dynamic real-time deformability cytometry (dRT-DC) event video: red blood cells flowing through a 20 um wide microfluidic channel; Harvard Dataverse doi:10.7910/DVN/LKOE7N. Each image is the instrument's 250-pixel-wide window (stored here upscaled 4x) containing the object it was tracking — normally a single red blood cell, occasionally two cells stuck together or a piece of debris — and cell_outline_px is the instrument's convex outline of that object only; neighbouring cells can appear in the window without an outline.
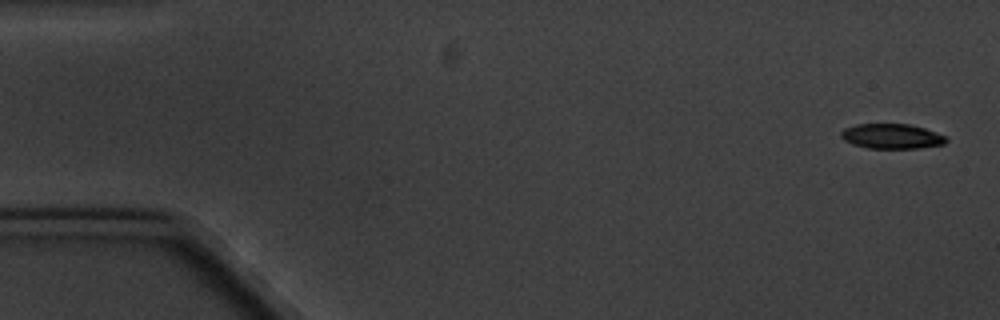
{"species": "common noctule bat (a hibernating species)", "species_latin": "Nyctalus noctula", "temperature_condition": "cold", "stored_images_in_passage": 6, "camera_frame_rate_fps": 3000, "um_per_image_px": 0.085, "animal": {"sex": "male", "body_mass_g": 20.1, "forearm_length_mm": 53.5}, "frame": {"image": 1, "passage_image": 1, "time_ms": 0.0, "image_size_px": [1000, 320], "cell_outline_px": [[948, 140], [944, 144], [920, 148], [868, 148], [852, 144], [844, 140], [840, 136], [840, 132], [844, 128], [856, 124], [908, 124], [924, 128], [948, 136]], "centroid_in_image_um": [75.8, 11.58], "position_along_channel_um": 9.2, "area_um2": 15.37}}
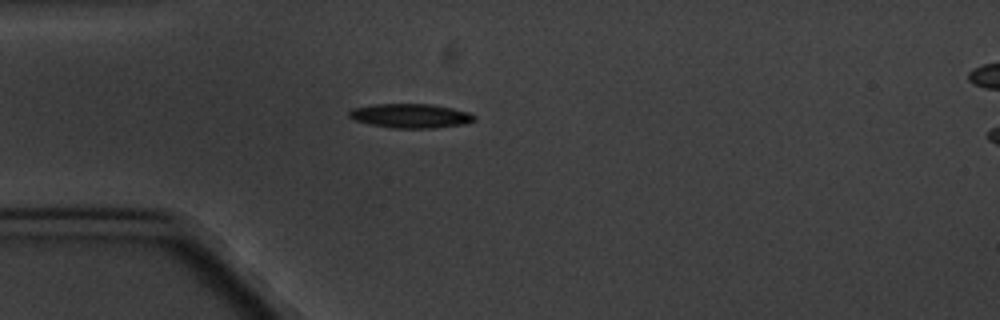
{"frame": {"image": 2, "passage_image": 5, "time_ms": 4.667, "image_size_px": [1000, 320], "cell_outline_px": [[476, 120], [464, 124], [436, 128], [392, 128], [372, 124], [356, 120], [348, 116], [348, 112], [352, 108], [376, 104], [432, 104], [452, 108], [468, 112], [476, 116]], "centroid_in_image_um": [34.93, 9.84], "position_along_channel_um": 50.1, "area_um2": 17.63}}